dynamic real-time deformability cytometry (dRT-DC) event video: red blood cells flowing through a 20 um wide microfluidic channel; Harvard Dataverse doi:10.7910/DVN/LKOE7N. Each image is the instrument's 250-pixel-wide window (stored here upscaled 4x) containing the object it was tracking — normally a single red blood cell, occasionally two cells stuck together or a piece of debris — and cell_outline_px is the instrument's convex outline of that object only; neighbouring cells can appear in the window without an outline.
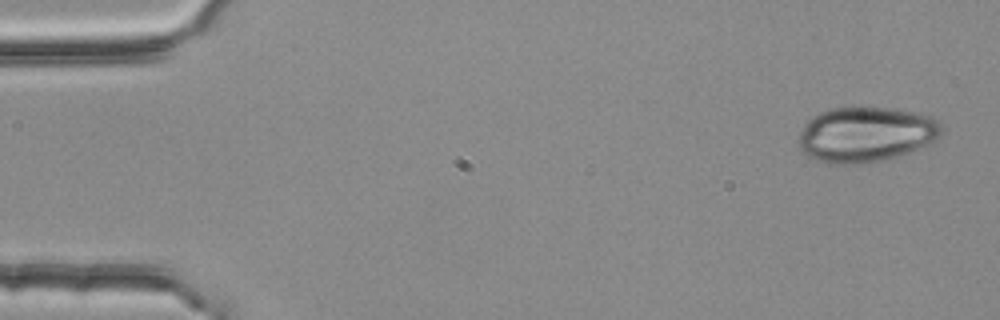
{"species": "common noctule bat (a hibernating species)", "species_latin": "Nyctalus noctula", "temperature_condition": "room temperature", "stored_images_in_passage": 4, "camera_frame_rate_fps": 3000, "um_per_image_px": 0.085, "animal": {"sex": "female", "body_mass_g": 25.1}, "frame": {"image": 1, "passage_image": 1, "time_ms": 0.0, "image_size_px": [1000, 320], "cell_outline_px": [[940, 136], [936, 140], [908, 152], [884, 160], [848, 164], [828, 164], [808, 156], [800, 148], [800, 132], [804, 124], [812, 116], [828, 108], [852, 104], [892, 108], [916, 112], [932, 116], [940, 120]], "centroid_in_image_um": [73.58, 11.37], "position_along_channel_um": 11.4, "area_um2": 46.64}}